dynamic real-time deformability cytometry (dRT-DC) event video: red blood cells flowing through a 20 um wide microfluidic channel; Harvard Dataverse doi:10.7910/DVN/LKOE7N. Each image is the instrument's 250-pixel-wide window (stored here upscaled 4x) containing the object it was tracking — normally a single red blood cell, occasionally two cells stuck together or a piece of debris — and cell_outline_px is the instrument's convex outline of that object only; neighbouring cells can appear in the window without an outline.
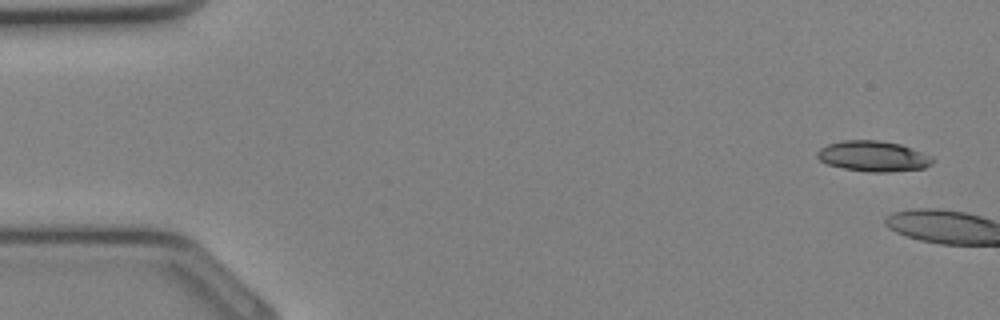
{"species": "Egyptian fruit bat (a non-hibernating species)", "species_latin": "Rousettus aegyptiacus", "temperature_condition": "cold", "stored_images_in_passage": 3, "camera_frame_rate_fps": 3000, "um_per_image_px": 0.085, "animal": {"sex": "female"}, "frame": {"image": 1, "passage_image": 1, "time_ms": 0.0, "image_size_px": [1000, 320], "cell_outline_px": [[936, 160], [932, 164], [924, 168], [892, 172], [868, 172], [844, 168], [828, 164], [820, 160], [816, 156], [816, 152], [820, 148], [828, 144], [844, 140], [876, 140], [900, 144], [912, 148], [932, 156]], "centroid_in_image_um": [74.25, 13.28], "position_along_channel_um": 10.7, "area_um2": 20.63}}